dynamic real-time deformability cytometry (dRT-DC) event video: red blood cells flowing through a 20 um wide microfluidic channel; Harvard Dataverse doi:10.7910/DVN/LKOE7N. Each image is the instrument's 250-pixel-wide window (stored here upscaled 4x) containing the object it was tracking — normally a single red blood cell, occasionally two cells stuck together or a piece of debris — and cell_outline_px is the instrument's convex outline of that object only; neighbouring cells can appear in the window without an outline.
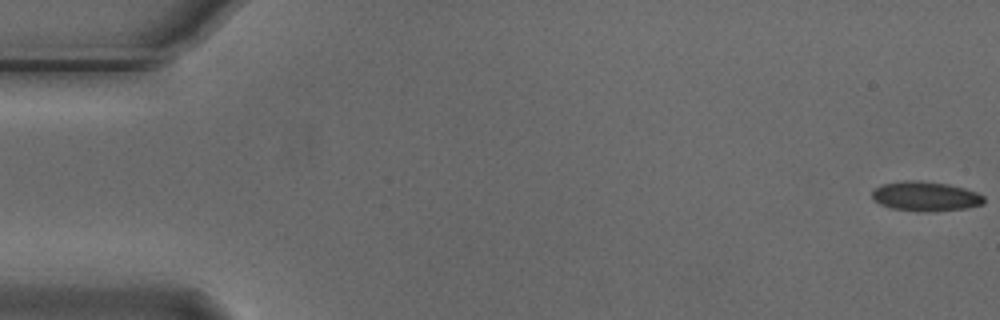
{"species": "Egyptian fruit bat (a non-hibernating species)", "species_latin": "Rousettus aegyptiacus", "temperature_condition": "cold", "stored_images_in_passage": 15, "camera_frame_rate_fps": 3000, "um_per_image_px": 0.085, "animal": {"sex": "male"}, "frame": {"image": 1, "passage_image": 1, "time_ms": 0.0, "image_size_px": [1000, 320], "cell_outline_px": [[984, 204], [968, 208], [932, 212], [916, 212], [892, 208], [880, 204], [872, 200], [872, 192], [876, 188], [884, 184], [904, 180], [916, 180], [948, 184], [964, 188], [976, 192], [984, 196]], "centroid_in_image_um": [78.68, 16.7], "position_along_channel_um": 6.3, "area_um2": 19.48}}
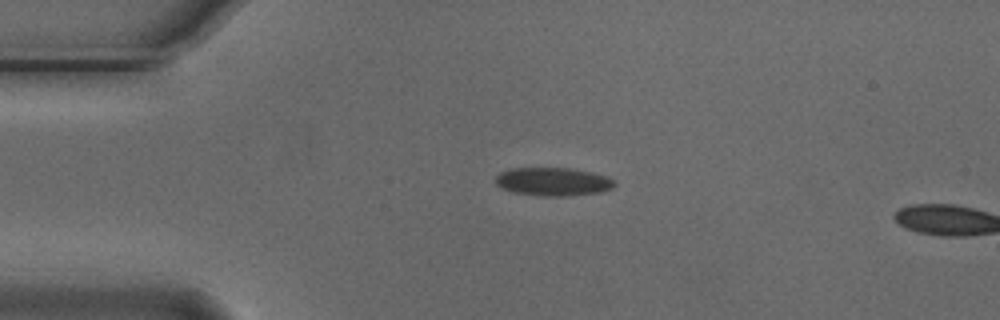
{"frame": {"image": 2, "passage_image": 13, "time_ms": 4.0, "image_size_px": [1000, 320], "cell_outline_px": [[616, 184], [612, 188], [600, 192], [564, 196], [544, 196], [512, 192], [496, 184], [496, 176], [500, 172], [508, 168], [572, 168], [592, 172], [608, 176]], "centroid_in_image_um": [47.01, 15.43], "position_along_channel_um": 38.0, "area_um2": 19.59}}